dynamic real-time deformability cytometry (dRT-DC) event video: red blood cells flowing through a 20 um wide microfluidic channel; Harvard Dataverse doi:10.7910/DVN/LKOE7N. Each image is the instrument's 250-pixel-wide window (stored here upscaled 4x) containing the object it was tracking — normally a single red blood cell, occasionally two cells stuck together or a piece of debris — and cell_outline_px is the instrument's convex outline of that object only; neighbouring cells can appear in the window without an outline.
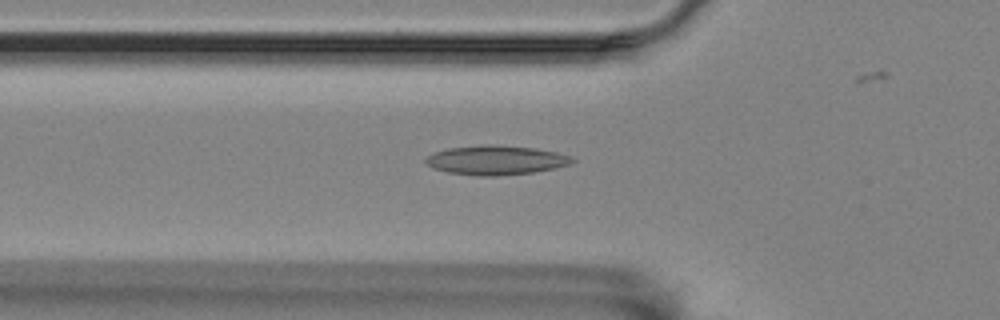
{"species": "Egyptian fruit bat (a non-hibernating species)", "species_latin": "Rousettus aegyptiacus", "temperature_condition": "room temperature", "stored_images_in_passage": 51, "camera_frame_rate_fps": 3000, "um_per_image_px": 0.085, "animal": {"sex": "female"}, "frame": {"image": 1, "passage_image": 13, "time_ms": 4.0, "image_size_px": [1000, 320], "cell_outline_px": [[576, 160], [568, 164], [552, 168], [532, 172], [496, 176], [480, 176], [448, 172], [432, 168], [424, 160], [428, 156], [436, 152], [448, 148], [484, 144], [496, 144], [536, 148], [556, 152], [568, 156]], "centroid_in_image_um": [42.12, 13.6], "position_along_channel_um": 83.7, "area_um2": 24.8}}
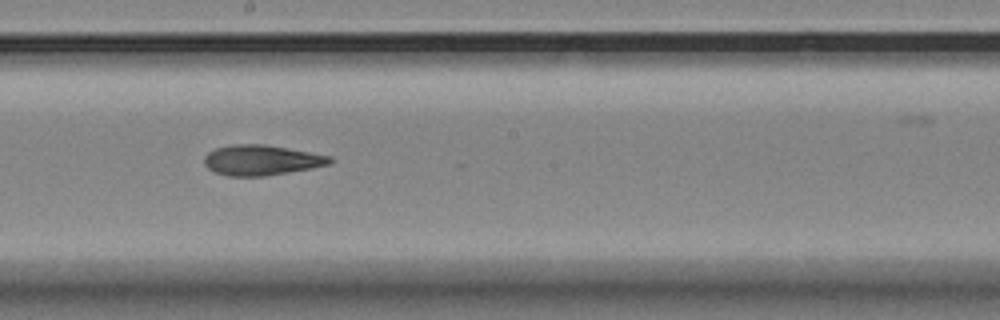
{"frame": {"image": 2, "passage_image": 25, "time_ms": 8.0, "image_size_px": [1000, 320], "cell_outline_px": [[332, 160], [328, 164], [312, 168], [264, 176], [228, 176], [216, 172], [208, 168], [204, 164], [204, 156], [208, 152], [216, 148], [232, 144], [264, 144], [288, 148], [332, 156]], "centroid_in_image_um": [22.2, 13.6], "position_along_channel_um": 226.0, "area_um2": 22.08}}
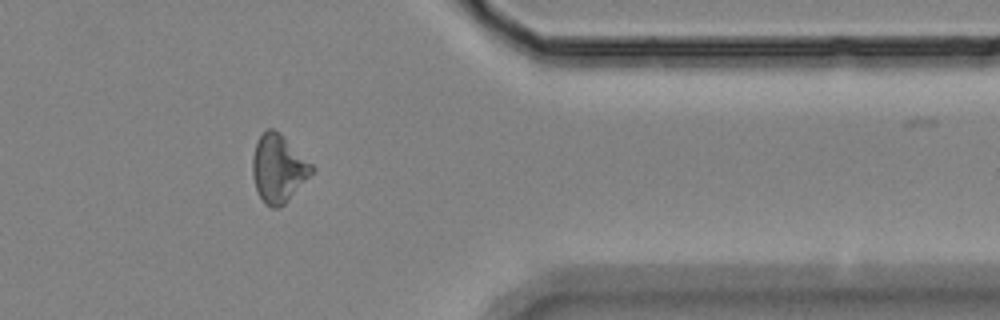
{"frame": {"image": 3, "passage_image": 40, "time_ms": 13.0, "image_size_px": [1000, 320], "cell_outline_px": [[316, 168], [288, 200], [284, 204], [276, 208], [272, 208], [264, 204], [256, 188], [252, 172], [252, 156], [256, 144], [260, 136], [268, 128], [272, 128], [312, 164]], "centroid_in_image_um": [23.64, 14.36], "position_along_channel_um": 387.8, "area_um2": 22.72}, "authors_computed_cell_mechanics": {"area_um2": 22.542, "velocity_mm_per_s": 3.5304, "shape_relaxation_time_tau1_ms": null, "shape_relaxation_time_tau2_ms": 7.6354, "deformation_change_tau1": null, "deformation_change_tau2": 0.1869}}